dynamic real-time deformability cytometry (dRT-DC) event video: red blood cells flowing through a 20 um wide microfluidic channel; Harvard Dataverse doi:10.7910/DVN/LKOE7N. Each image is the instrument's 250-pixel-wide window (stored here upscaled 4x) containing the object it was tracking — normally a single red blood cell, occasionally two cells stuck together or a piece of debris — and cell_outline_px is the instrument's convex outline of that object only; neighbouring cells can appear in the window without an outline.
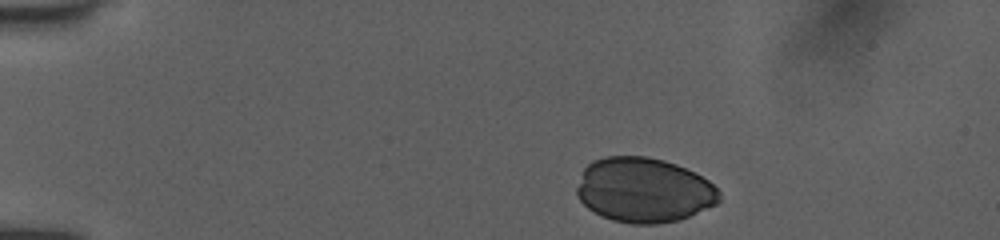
{"species": "human", "species_latin": "Homo sapiens", "temperature_condition": "room temperature", "stored_images_in_passage": 4, "camera_frame_rate_fps": 3000, "um_per_image_px": 0.085, "donor": {"sex": "female"}, "frame": {"image": 1, "passage_image": 1, "time_ms": 0.0, "image_size_px": [1000, 240], "cell_outline_px": [[720, 200], [716, 204], [680, 220], [656, 224], [632, 224], [612, 220], [600, 216], [588, 208], [576, 196], [576, 188], [584, 168], [592, 160], [604, 156], [648, 156], [664, 160], [676, 164], [696, 172], [708, 180], [720, 192]], "centroid_in_image_um": [54.72, 16.15], "position_along_channel_um": 30.3, "area_um2": 54.16}}